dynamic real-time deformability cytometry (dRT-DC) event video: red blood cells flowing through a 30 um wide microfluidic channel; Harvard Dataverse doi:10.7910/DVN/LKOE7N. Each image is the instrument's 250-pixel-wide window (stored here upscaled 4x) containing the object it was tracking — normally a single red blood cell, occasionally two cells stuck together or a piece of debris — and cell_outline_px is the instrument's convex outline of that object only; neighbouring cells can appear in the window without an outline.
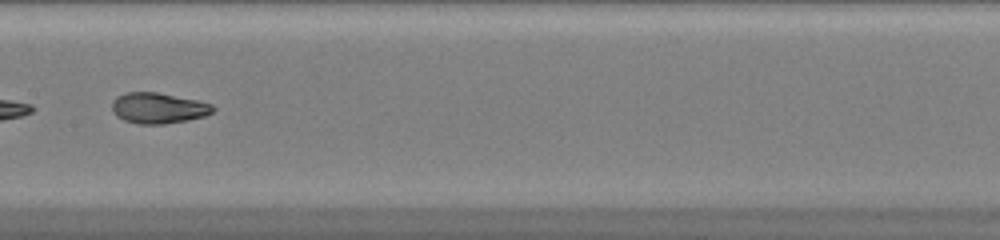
{"species": "common noctule bat (a hibernating species)", "species_latin": "Nyctalus noctula", "temperature_condition": "warm", "stored_images_in_passage": 36, "camera_frame_rate_fps": 3000, "um_per_image_px": 0.085, "animal": {"sex": "female", "body_mass_g": 20.0, "forearm_length_mm": 54.0}, "frame": {"image": 1, "passage_image": 26, "time_ms": 8.333, "image_size_px": [1000, 240], "cell_outline_px": [[216, 108], [212, 112], [204, 116], [188, 120], [164, 124], [136, 124], [124, 120], [116, 116], [112, 112], [112, 100], [116, 96], [124, 92], [156, 92], [196, 100], [212, 104]], "centroid_in_image_um": [13.41, 9.19], "position_along_channel_um": 194.0, "area_um2": 18.21}}